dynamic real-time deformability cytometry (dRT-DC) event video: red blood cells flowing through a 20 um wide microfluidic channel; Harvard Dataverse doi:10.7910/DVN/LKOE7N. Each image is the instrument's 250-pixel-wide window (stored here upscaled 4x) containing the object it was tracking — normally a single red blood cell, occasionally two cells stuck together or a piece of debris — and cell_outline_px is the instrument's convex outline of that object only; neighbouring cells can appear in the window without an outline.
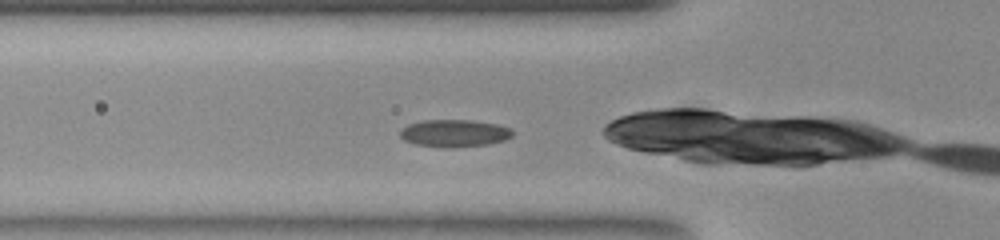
{"species": "common noctule bat (a hibernating species)", "species_latin": "Nyctalus noctula", "temperature_condition": "room temperature", "stored_images_in_passage": 37, "camera_frame_rate_fps": 3000, "um_per_image_px": 0.085, "animal": {"sex": "female", "body_mass_g": 23.0, "forearm_length_mm": 53.4}, "frame": {"image": 1, "passage_image": 7, "time_ms": 2.0, "image_size_px": [1000, 240], "cell_outline_px": [[512, 136], [504, 140], [488, 144], [452, 148], [440, 148], [416, 144], [404, 140], [400, 136], [400, 132], [408, 124], [424, 120], [472, 120], [496, 124], [508, 128], [512, 132]], "centroid_in_image_um": [38.59, 11.33], "position_along_channel_um": 87.2, "area_um2": 17.86}}
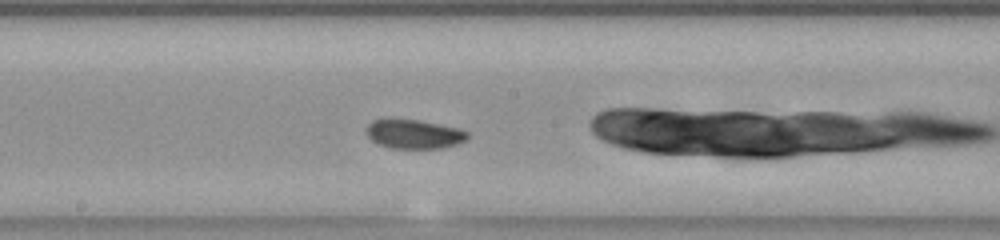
{"frame": {"image": 2, "passage_image": 17, "time_ms": 5.333, "image_size_px": [1000, 240], "cell_outline_px": [[468, 136], [464, 140], [456, 144], [440, 148], [392, 148], [380, 144], [372, 140], [368, 136], [368, 124], [372, 120], [388, 116], [420, 120], [456, 128], [468, 132]], "centroid_in_image_um": [35.13, 11.35], "position_along_channel_um": 213.1, "area_um2": 17.28}}
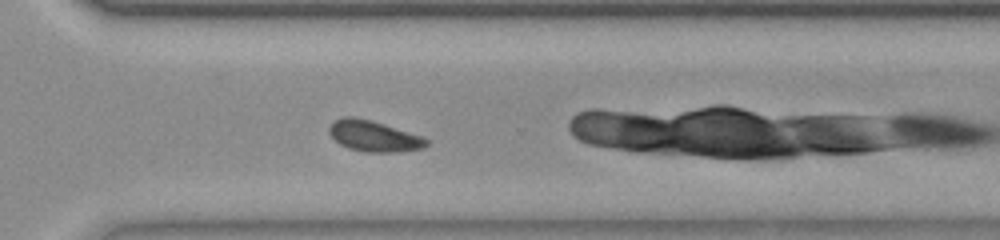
{"frame": {"image": 3, "passage_image": 27, "time_ms": 8.667, "image_size_px": [1000, 240], "cell_outline_px": [[428, 144], [424, 148], [400, 152], [364, 152], [348, 148], [340, 144], [328, 132], [328, 128], [336, 120], [344, 116], [352, 116], [384, 124], [424, 136], [428, 140]], "centroid_in_image_um": [31.81, 11.58], "position_along_channel_um": 338.8, "area_um2": 17.51}, "authors_computed_cell_mechanics": {"area_um2": 17.2822, "velocity_mm_per_s": 3.7733, "shape_relaxation_time_tau1_ms": 4.4639, "shape_relaxation_time_tau2_ms": 3.814, "deformation_change_tau1": 0.1119, "deformation_change_tau2": 0.0807}}